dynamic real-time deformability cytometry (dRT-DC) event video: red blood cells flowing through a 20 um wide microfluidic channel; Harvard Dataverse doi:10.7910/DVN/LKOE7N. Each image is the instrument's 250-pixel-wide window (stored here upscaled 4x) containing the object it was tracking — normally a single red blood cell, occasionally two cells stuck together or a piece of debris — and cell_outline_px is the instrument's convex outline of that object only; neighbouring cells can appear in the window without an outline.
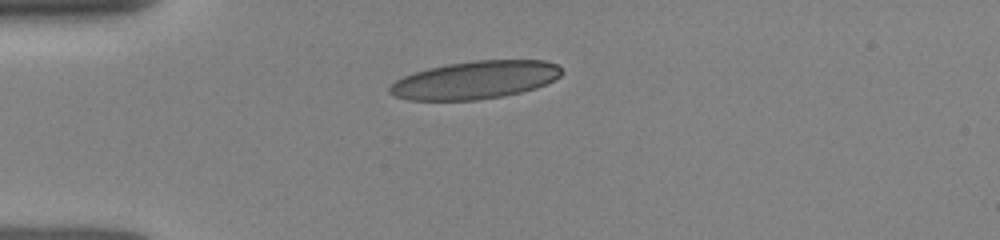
{"species": "human", "species_latin": "Homo sapiens", "temperature_condition": "room temperature", "stored_images_in_passage": 35, "camera_frame_rate_fps": 3000, "um_per_image_px": 0.085, "donor": {"sex": "female"}, "frame": {"image": 1, "passage_image": 1, "time_ms": 0.0, "image_size_px": [1000, 240], "cell_outline_px": [[564, 72], [560, 76], [536, 88], [504, 96], [476, 100], [408, 100], [396, 96], [388, 92], [388, 88], [396, 80], [404, 76], [428, 68], [448, 64], [476, 60], [544, 60], [556, 64]], "centroid_in_image_um": [40.39, 6.8], "position_along_channel_um": 44.6, "area_um2": 37.8}}
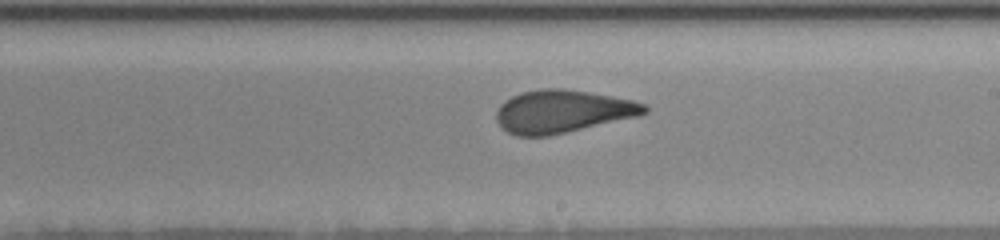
{"frame": {"image": 2, "passage_image": 16, "time_ms": 5.333, "image_size_px": [1000, 240], "cell_outline_px": [[648, 112], [640, 116], [548, 136], [516, 136], [508, 132], [496, 120], [496, 112], [500, 104], [504, 100], [520, 92], [540, 88], [564, 88], [612, 96], [632, 100], [644, 104], [648, 108]], "centroid_in_image_um": [47.8, 9.46], "position_along_channel_um": 241.2, "area_um2": 37.05}}
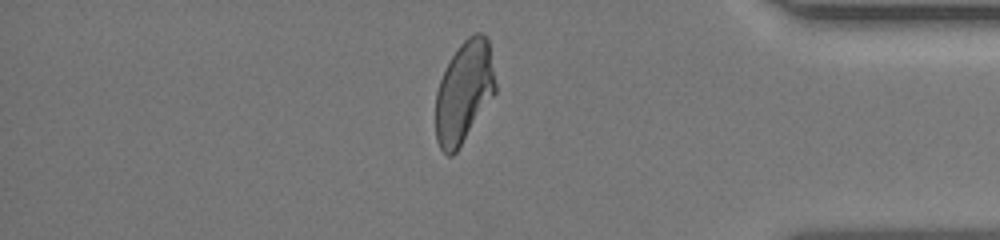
{"frame": {"image": 3, "passage_image": 28, "time_ms": 9.667, "image_size_px": [1000, 240], "cell_outline_px": [[496, 92], [456, 152], [452, 156], [448, 156], [440, 148], [436, 140], [436, 92], [440, 80], [452, 56], [460, 44], [468, 36], [476, 32], [484, 32], [488, 40], [496, 84]], "centroid_in_image_um": [39.44, 7.81], "position_along_channel_um": 395.8, "area_um2": 35.14}}